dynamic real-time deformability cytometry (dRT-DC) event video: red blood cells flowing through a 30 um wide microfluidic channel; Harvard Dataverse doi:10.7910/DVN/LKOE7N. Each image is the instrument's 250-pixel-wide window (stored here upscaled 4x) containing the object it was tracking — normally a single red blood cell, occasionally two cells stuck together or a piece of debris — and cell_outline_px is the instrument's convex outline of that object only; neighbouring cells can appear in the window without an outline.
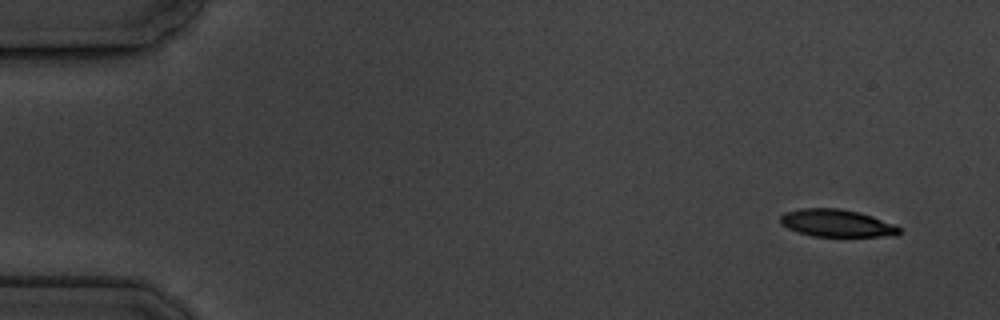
{"species": "common noctule bat (a hibernating species)", "species_latin": "Nyctalus noctula", "temperature_condition": "cold", "stored_images_in_passage": 7, "camera_frame_rate_fps": 3000, "um_per_image_px": 0.085, "animal": {"sex": "male", "body_mass_g": 19.5, "forearm_length_mm": 54.6}, "frame": {"image": 1, "passage_image": 1, "time_ms": 0.0, "image_size_px": [1000, 320], "cell_outline_px": [[900, 232], [896, 236], [812, 236], [788, 228], [780, 224], [780, 216], [784, 212], [804, 208], [840, 208], [860, 212], [872, 216], [892, 224], [900, 228]], "centroid_in_image_um": [71.1, 18.96], "position_along_channel_um": 13.9, "area_um2": 18.9}}
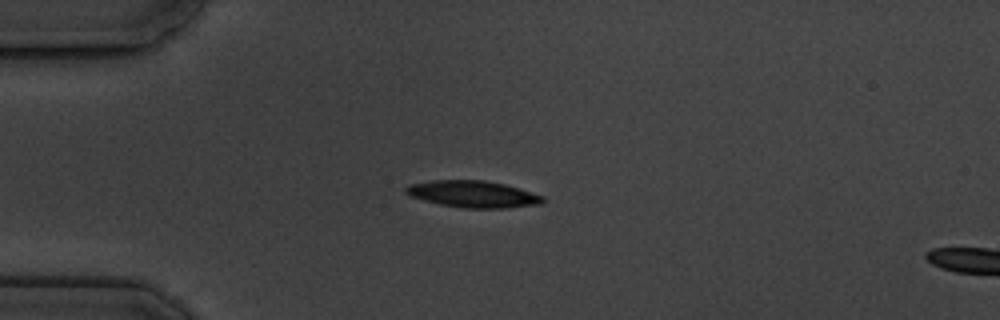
{"frame": {"image": 2, "passage_image": 4, "time_ms": 3.667, "image_size_px": [1000, 320], "cell_outline_px": [[544, 204], [504, 208], [464, 208], [440, 204], [408, 196], [404, 192], [404, 188], [408, 184], [432, 180], [484, 180], [504, 184], [520, 188], [544, 196]], "centroid_in_image_um": [40.2, 16.5], "position_along_channel_um": 44.8, "area_um2": 21.56}}
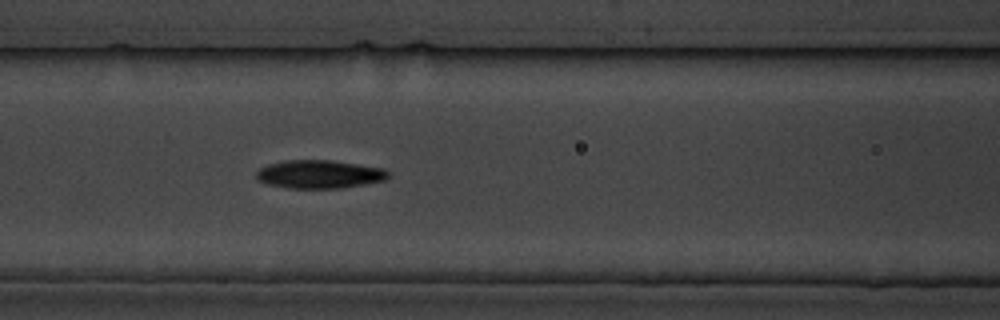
{"frame": {"image": 3, "passage_image": 7, "time_ms": 7.0, "image_size_px": [1000, 320], "cell_outline_px": [[392, 176], [384, 180], [364, 184], [340, 188], [288, 188], [268, 184], [260, 180], [256, 176], [256, 172], [260, 168], [268, 164], [284, 160], [332, 160], [384, 168]], "centroid_in_image_um": [27.17, 14.8], "position_along_channel_um": 139.4, "area_um2": 21.73}}